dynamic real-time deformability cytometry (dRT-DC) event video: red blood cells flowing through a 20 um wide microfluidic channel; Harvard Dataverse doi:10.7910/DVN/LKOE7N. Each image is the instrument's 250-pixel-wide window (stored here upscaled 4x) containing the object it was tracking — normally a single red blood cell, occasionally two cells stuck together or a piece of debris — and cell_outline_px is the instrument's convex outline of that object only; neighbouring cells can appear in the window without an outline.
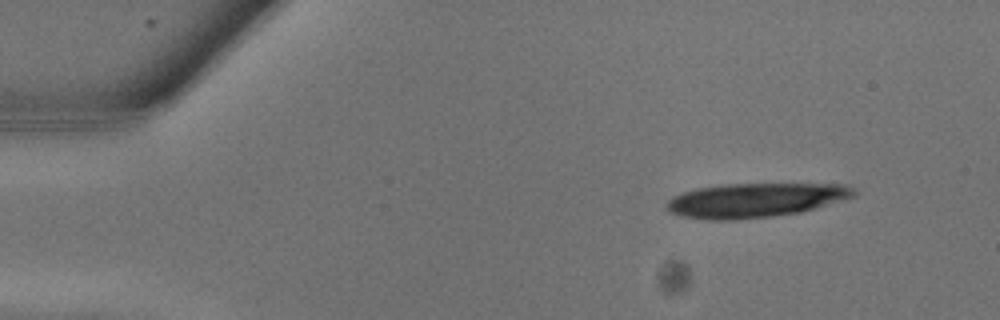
{"species": "common noctule bat (a hibernating species)", "species_latin": "Nyctalus noctula", "temperature_condition": "warm", "stored_images_in_passage": 16, "camera_frame_rate_fps": 3000, "um_per_image_px": 0.085, "animal": {"sex": "male", "body_mass_g": 13.3}, "frame": {"image": 1, "passage_image": 3, "time_ms": 0.667, "image_size_px": [1000, 320], "cell_outline_px": [[856, 196], [800, 212], [772, 216], [736, 220], [708, 220], [680, 216], [668, 212], [664, 208], [664, 204], [672, 196], [696, 188], [720, 184], [848, 184], [856, 188]], "centroid_in_image_um": [64.15, 17.01], "position_along_channel_um": 20.9, "area_um2": 37.74}}
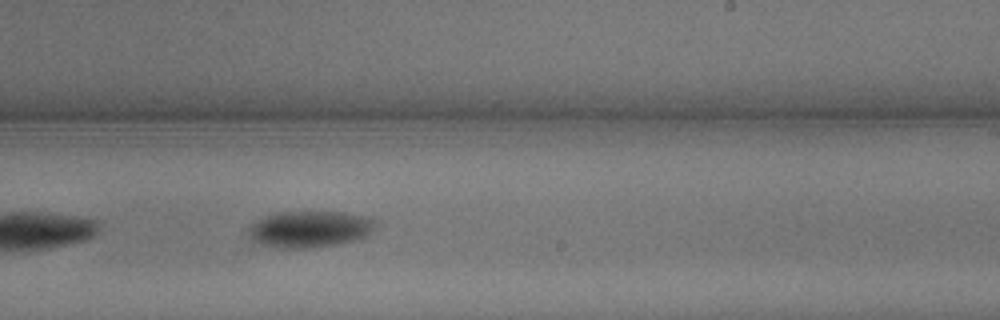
{"frame": {"image": 2, "passage_image": 16, "time_ms": 5.0, "image_size_px": [1000, 320], "cell_outline_px": [[380, 224], [368, 236], [360, 240], [336, 244], [308, 248], [272, 248], [260, 244], [252, 236], [252, 224], [264, 216], [276, 212], [344, 212], [368, 216], [376, 220]], "centroid_in_image_um": [26.47, 19.47], "position_along_channel_um": 262.5, "area_um2": 27.22}}